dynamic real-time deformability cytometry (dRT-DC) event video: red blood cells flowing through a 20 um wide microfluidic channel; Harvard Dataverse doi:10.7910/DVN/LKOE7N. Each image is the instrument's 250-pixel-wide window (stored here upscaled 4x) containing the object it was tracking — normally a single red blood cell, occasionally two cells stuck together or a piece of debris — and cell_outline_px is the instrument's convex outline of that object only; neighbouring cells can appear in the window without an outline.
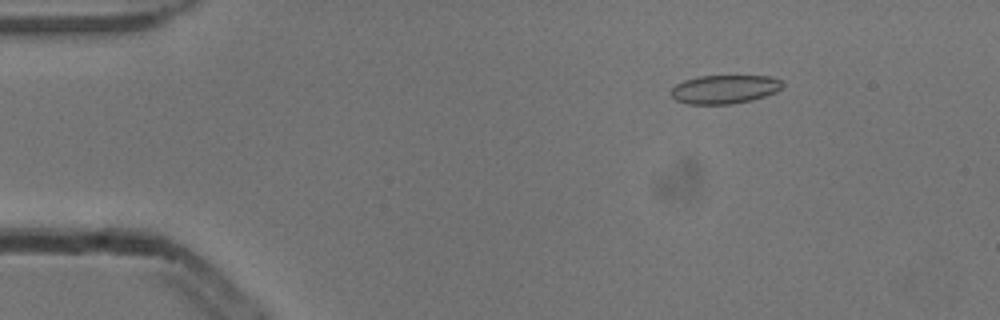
{"species": "common noctule bat (a hibernating species)", "species_latin": "Nyctalus noctula", "temperature_condition": "cold", "stored_images_in_passage": 53, "camera_frame_rate_fps": 3000, "um_per_image_px": 0.085, "animal": {"sex": "male", "body_mass_g": 13.3}, "frame": {"image": 1, "passage_image": 8, "time_ms": 2.333, "image_size_px": [1000, 320], "cell_outline_px": [[784, 84], [776, 92], [752, 100], [732, 104], [688, 104], [676, 100], [668, 92], [676, 84], [684, 80], [696, 76], [768, 76], [780, 80]], "centroid_in_image_um": [61.55, 7.59], "position_along_channel_um": 23.5, "area_um2": 18.67}}
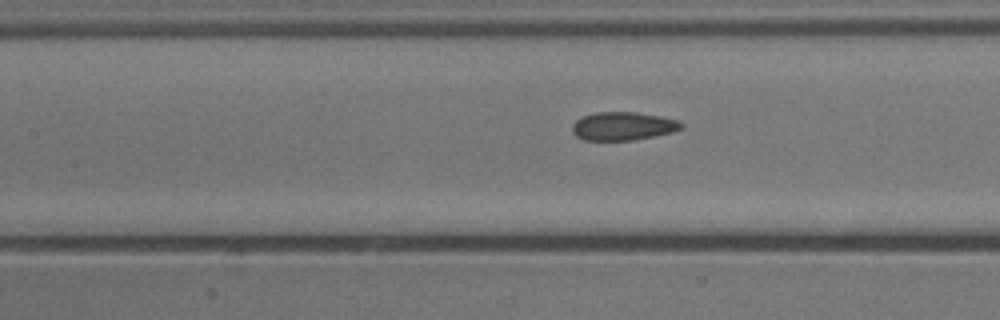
{"frame": {"image": 2, "passage_image": 24, "time_ms": 7.667, "image_size_px": [1000, 320], "cell_outline_px": [[684, 128], [672, 132], [632, 140], [584, 140], [576, 136], [572, 132], [572, 124], [576, 120], [584, 116], [596, 112], [636, 112], [660, 116], [680, 120], [684, 124]], "centroid_in_image_um": [52.97, 10.71], "position_along_channel_um": 154.4, "area_um2": 18.03}}
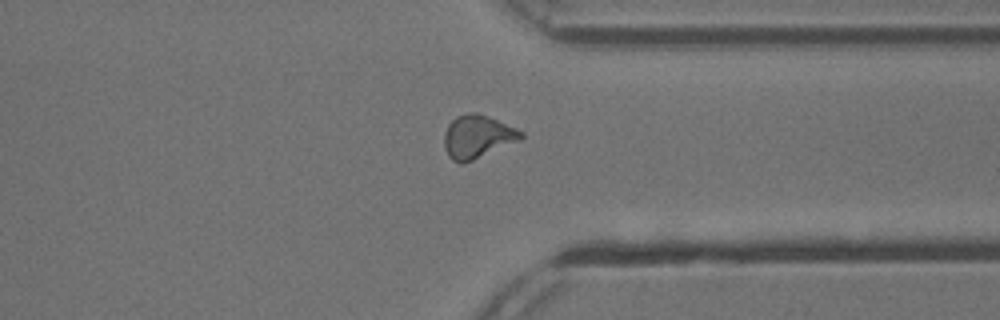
{"frame": {"image": 3, "passage_image": 41, "time_ms": 13.333, "image_size_px": [1000, 320], "cell_outline_px": [[524, 136], [520, 140], [472, 160], [460, 164], [452, 160], [448, 156], [444, 144], [444, 132], [448, 124], [456, 116], [468, 112], [480, 112], [524, 132]], "centroid_in_image_um": [40.56, 11.59], "position_along_channel_um": 370.8, "area_um2": 19.31}, "authors_computed_cell_mechanics": {"area_um2": 18.5538, "velocity_mm_per_s": 3.8571, "shape_relaxation_time_tau1_ms": null, "shape_relaxation_time_tau2_ms": 1.8625, "deformation_change_tau1": null, "deformation_change_tau2": 0.0934}}